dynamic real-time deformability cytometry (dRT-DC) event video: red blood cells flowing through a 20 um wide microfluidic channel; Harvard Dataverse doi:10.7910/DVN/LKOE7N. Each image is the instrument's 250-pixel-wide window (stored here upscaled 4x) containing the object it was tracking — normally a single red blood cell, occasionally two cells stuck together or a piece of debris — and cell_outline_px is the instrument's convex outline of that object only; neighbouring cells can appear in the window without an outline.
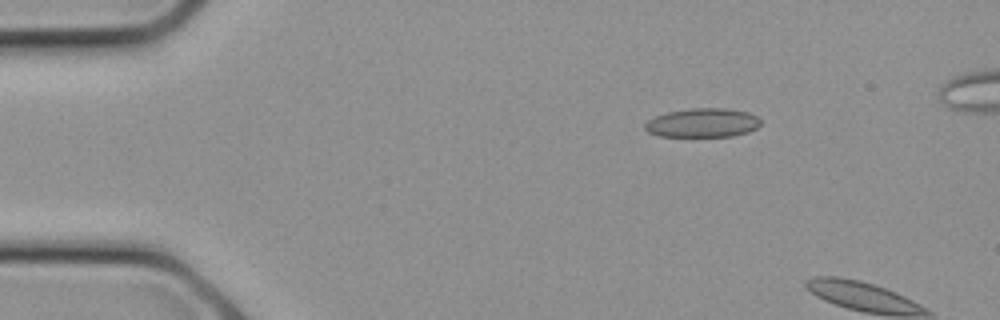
{"species": "common noctule bat (a hibernating species)", "species_latin": "Nyctalus noctula", "temperature_condition": "cold", "stored_images_in_passage": 2, "camera_frame_rate_fps": 3000, "um_per_image_px": 0.085, "animal": {"sex": "female", "body_mass_g": 21.9}, "frame": {"image": 1, "passage_image": 1, "time_ms": 0.0, "image_size_px": [1000, 320], "cell_outline_px": [[760, 124], [756, 128], [748, 132], [732, 136], [656, 136], [648, 132], [644, 128], [644, 124], [648, 120], [656, 116], [668, 112], [692, 108], [728, 108], [748, 112], [756, 116], [760, 120]], "centroid_in_image_um": [59.71, 10.44], "position_along_channel_um": 25.3, "area_um2": 19.54}}